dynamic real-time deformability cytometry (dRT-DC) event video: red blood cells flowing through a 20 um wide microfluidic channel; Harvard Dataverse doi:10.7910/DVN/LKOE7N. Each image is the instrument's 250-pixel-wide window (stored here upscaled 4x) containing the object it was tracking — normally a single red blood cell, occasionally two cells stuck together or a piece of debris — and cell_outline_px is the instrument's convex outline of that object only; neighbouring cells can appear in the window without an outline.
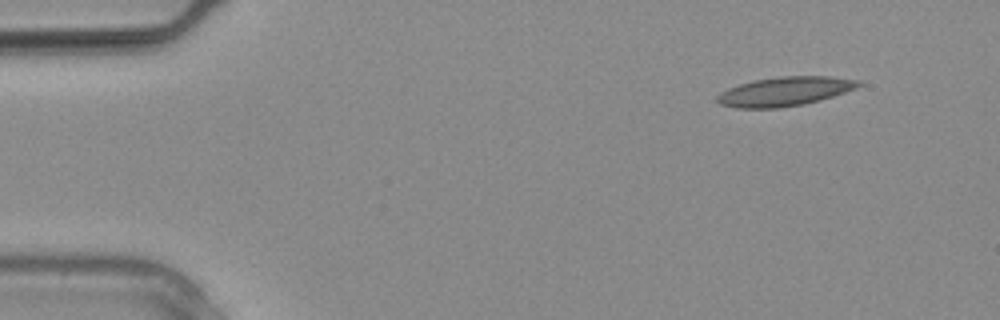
{"species": "common noctule bat (a hibernating species)", "species_latin": "Nyctalus noctula", "temperature_condition": "warm", "stored_images_in_passage": 6, "camera_frame_rate_fps": 3000, "um_per_image_px": 0.085, "animal": {"sex": "male", "body_mass_g": 20.4}, "frame": {"image": 1, "passage_image": 1, "time_ms": 0.0, "image_size_px": [1000, 320], "cell_outline_px": [[864, 84], [856, 88], [820, 100], [804, 104], [780, 108], [736, 108], [720, 104], [716, 100], [716, 96], [720, 92], [728, 88], [752, 80], [780, 76], [832, 76], [860, 80]], "centroid_in_image_um": [66.71, 7.76], "position_along_channel_um": 18.3, "area_um2": 24.16}}